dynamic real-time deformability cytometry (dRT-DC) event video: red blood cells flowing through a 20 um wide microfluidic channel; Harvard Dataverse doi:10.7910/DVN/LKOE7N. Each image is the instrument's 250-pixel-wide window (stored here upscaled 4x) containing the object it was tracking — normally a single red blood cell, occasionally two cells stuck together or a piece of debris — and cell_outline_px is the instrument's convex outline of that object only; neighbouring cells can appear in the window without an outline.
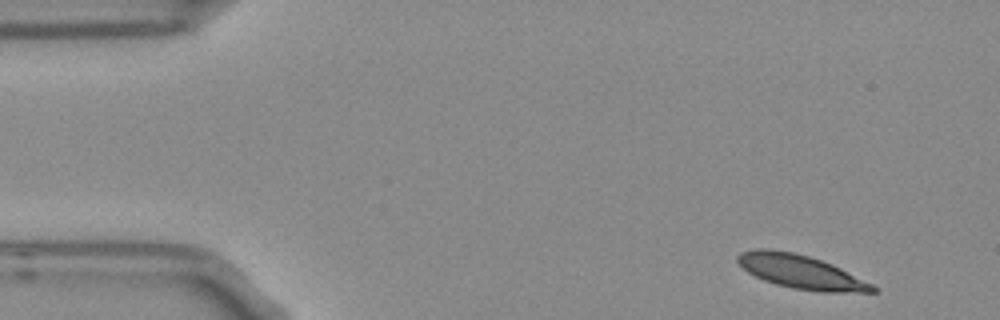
{"species": "Egyptian fruit bat (a non-hibernating species)", "species_latin": "Rousettus aegyptiacus", "temperature_condition": "room temperature", "stored_images_in_passage": 3, "camera_frame_rate_fps": 3000, "um_per_image_px": 0.085, "frame": {"image": 1, "passage_image": 1, "time_ms": 0.0, "image_size_px": [1000, 320], "cell_outline_px": [[876, 292], [820, 292], [792, 288], [776, 284], [764, 280], [748, 272], [736, 260], [736, 256], [740, 252], [756, 248], [768, 248], [792, 252], [808, 256], [832, 264], [872, 284], [876, 288]], "centroid_in_image_um": [68.04, 23.1], "position_along_channel_um": 17.0, "area_um2": 26.3}}
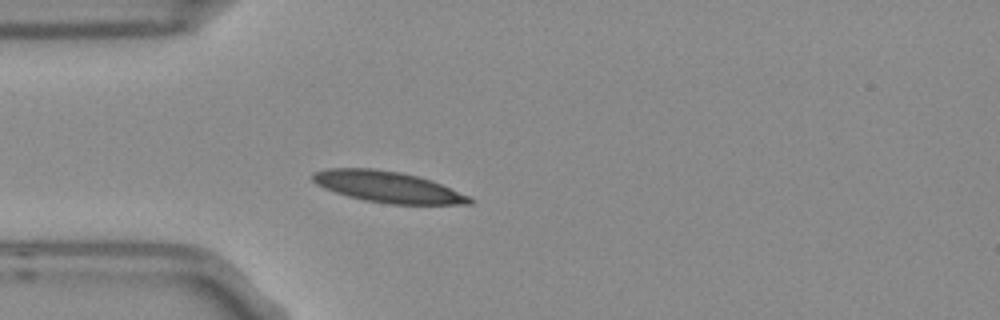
{"frame": {"image": 2, "passage_image": 3, "time_ms": 0.667, "image_size_px": [1000, 320], "cell_outline_px": [[476, 200], [472, 204], [388, 204], [364, 200], [348, 196], [324, 188], [316, 184], [312, 180], [312, 172], [328, 168], [372, 168], [400, 172], [432, 180], [472, 196]], "centroid_in_image_um": [33.0, 15.89], "position_along_channel_um": 52.0, "area_um2": 28.67}}